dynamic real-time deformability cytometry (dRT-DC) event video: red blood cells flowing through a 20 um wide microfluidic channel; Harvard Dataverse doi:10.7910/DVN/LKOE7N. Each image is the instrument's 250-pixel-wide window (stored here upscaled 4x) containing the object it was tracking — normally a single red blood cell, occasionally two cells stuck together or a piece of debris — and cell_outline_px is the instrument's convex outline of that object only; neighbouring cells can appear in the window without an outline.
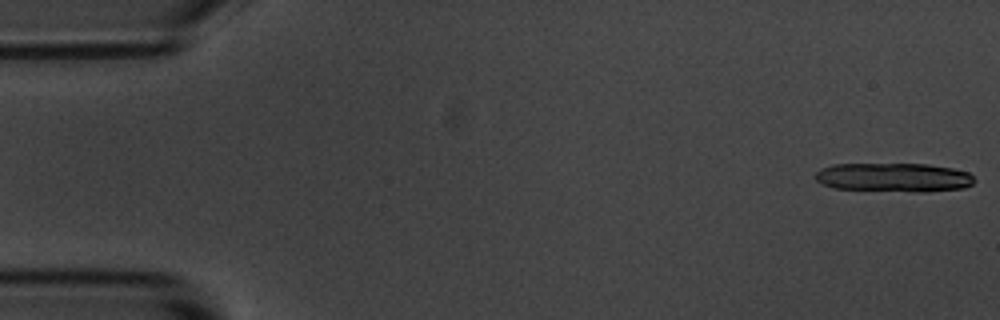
{"species": "common noctule bat (a hibernating species)", "species_latin": "Nyctalus noctula", "temperature_condition": "room temperature", "stored_images_in_passage": 14, "camera_frame_rate_fps": 3000, "um_per_image_px": 0.085, "animal": {"sex": "male", "body_mass_g": 20.1, "forearm_length_mm": 53.5}, "frame": {"image": 1, "passage_image": 1, "time_ms": 0.0, "image_size_px": [1000, 320], "cell_outline_px": [[976, 180], [972, 184], [964, 188], [924, 192], [920, 192], [832, 188], [820, 184], [816, 180], [816, 172], [820, 168], [832, 164], [928, 164], [952, 168], [968, 172]], "centroid_in_image_um": [75.96, 15.08], "position_along_channel_um": 9.0, "area_um2": 26.99}}